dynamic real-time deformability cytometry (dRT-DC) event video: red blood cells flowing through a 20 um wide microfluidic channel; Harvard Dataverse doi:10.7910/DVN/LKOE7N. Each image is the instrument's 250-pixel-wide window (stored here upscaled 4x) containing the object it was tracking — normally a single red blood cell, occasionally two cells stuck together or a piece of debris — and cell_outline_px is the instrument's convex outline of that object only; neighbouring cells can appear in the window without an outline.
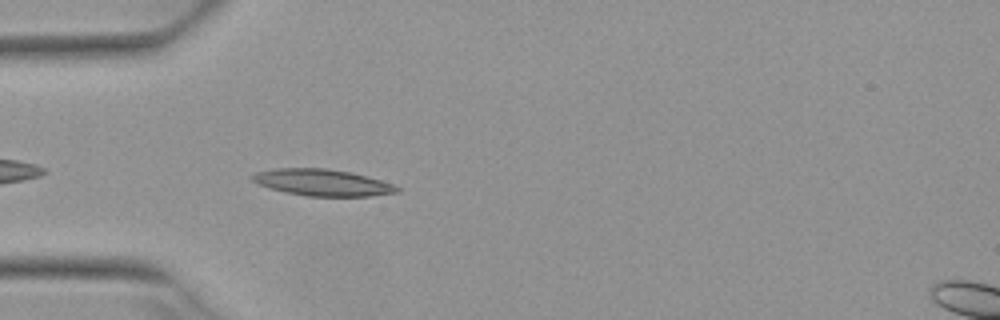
{"species": "Egyptian fruit bat (a non-hibernating species)", "species_latin": "Rousettus aegyptiacus", "temperature_condition": "warm", "stored_images_in_passage": 4, "camera_frame_rate_fps": 3000, "um_per_image_px": 0.085, "animal": {"sex": "female"}, "frame": {"image": 1, "passage_image": 4, "time_ms": 1.0, "image_size_px": [1000, 320], "cell_outline_px": [[400, 192], [368, 196], [308, 196], [284, 192], [268, 188], [252, 180], [248, 176], [256, 172], [276, 168], [324, 168], [352, 172], [380, 180], [392, 184], [400, 188]], "centroid_in_image_um": [27.37, 15.51], "position_along_channel_um": 57.6, "area_um2": 22.43}}